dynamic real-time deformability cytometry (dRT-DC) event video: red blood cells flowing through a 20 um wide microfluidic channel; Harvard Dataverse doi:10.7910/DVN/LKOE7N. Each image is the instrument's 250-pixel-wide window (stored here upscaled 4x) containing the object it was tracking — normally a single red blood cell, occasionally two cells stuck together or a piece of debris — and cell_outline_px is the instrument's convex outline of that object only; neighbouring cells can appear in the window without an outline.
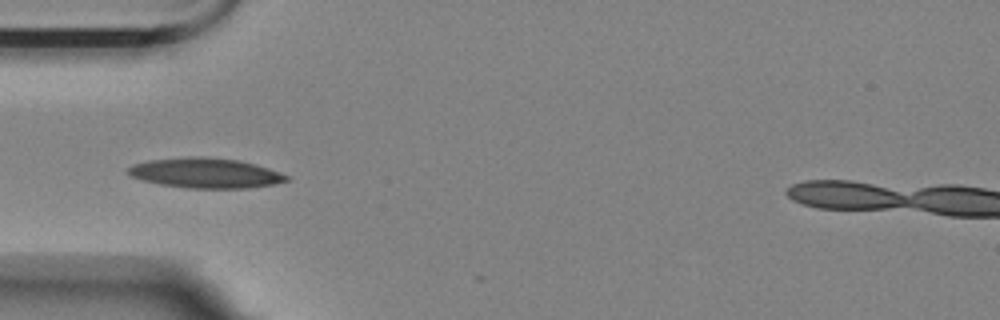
{"species": "Egyptian fruit bat (a non-hibernating species)", "species_latin": "Rousettus aegyptiacus", "temperature_condition": "room temperature", "stored_images_in_passage": 35, "camera_frame_rate_fps": 3000, "um_per_image_px": 0.085, "animal": {"sex": "female"}, "frame": {"image": 1, "passage_image": 1, "time_ms": 0.0, "image_size_px": [1000, 320], "cell_outline_px": [[288, 180], [272, 184], [248, 188], [188, 188], [160, 184], [128, 176], [124, 172], [132, 164], [148, 160], [188, 156], [204, 156], [240, 160], [256, 164], [280, 172], [288, 176]], "centroid_in_image_um": [17.41, 14.69], "position_along_channel_um": 67.6, "area_um2": 27.92}}
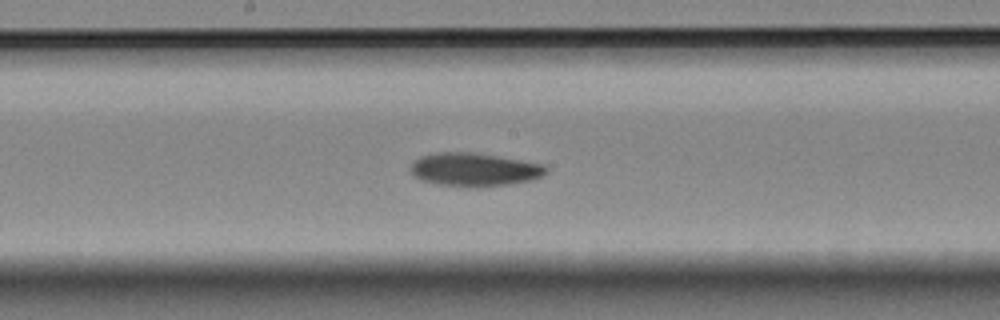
{"frame": {"image": 2, "passage_image": 13, "time_ms": 4.0, "image_size_px": [1000, 320], "cell_outline_px": [[548, 172], [544, 176], [532, 180], [508, 184], [480, 188], [468, 188], [436, 184], [420, 180], [412, 176], [412, 164], [420, 156], [436, 152], [472, 152], [544, 164], [548, 168]], "centroid_in_image_um": [40.33, 14.43], "position_along_channel_um": 207.9, "area_um2": 26.7}}
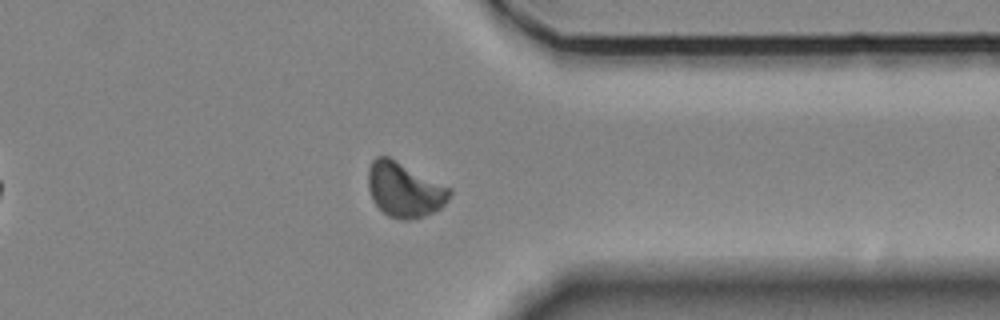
{"frame": {"image": 3, "passage_image": 28, "time_ms": 9.0, "image_size_px": [1000, 320], "cell_outline_px": [[452, 192], [448, 200], [440, 208], [424, 216], [408, 220], [400, 220], [388, 216], [372, 200], [368, 188], [368, 168], [372, 160], [376, 156], [388, 156], [452, 188]], "centroid_in_image_um": [34.37, 16.12], "position_along_channel_um": 377.0, "area_um2": 26.07}, "authors_computed_cell_mechanics": {"area_um2": 25.6054, "velocity_mm_per_s": 3.4896, "shape_relaxation_time_tau1_ms": 3.4752, "shape_relaxation_time_tau2_ms": null, "deformation_change_tau1": 0.107, "deformation_change_tau2": null}}